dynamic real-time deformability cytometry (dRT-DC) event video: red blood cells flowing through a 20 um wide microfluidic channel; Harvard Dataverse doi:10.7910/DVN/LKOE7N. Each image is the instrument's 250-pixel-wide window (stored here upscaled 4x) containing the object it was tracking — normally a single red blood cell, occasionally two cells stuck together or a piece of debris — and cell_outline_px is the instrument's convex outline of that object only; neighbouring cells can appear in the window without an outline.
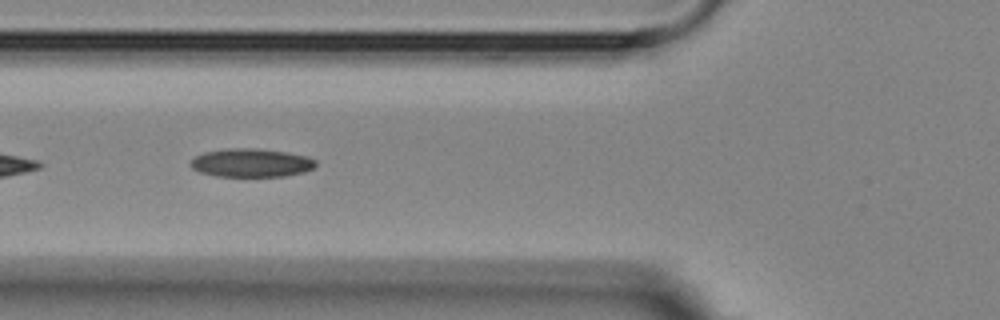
{"species": "Egyptian fruit bat (a non-hibernating species)", "species_latin": "Rousettus aegyptiacus", "temperature_condition": "room temperature", "stored_images_in_passage": 9, "camera_frame_rate_fps": 3000, "um_per_image_px": 0.085, "animal": {"sex": "female"}, "frame": {"image": 1, "passage_image": 4, "time_ms": 3.333, "image_size_px": [1000, 320], "cell_outline_px": [[316, 164], [312, 168], [304, 172], [284, 176], [216, 176], [200, 172], [192, 168], [192, 160], [196, 156], [204, 152], [228, 148], [256, 148], [284, 152], [308, 156], [316, 160]], "centroid_in_image_um": [21.37, 13.83], "position_along_channel_um": 104.4, "area_um2": 20.58}}
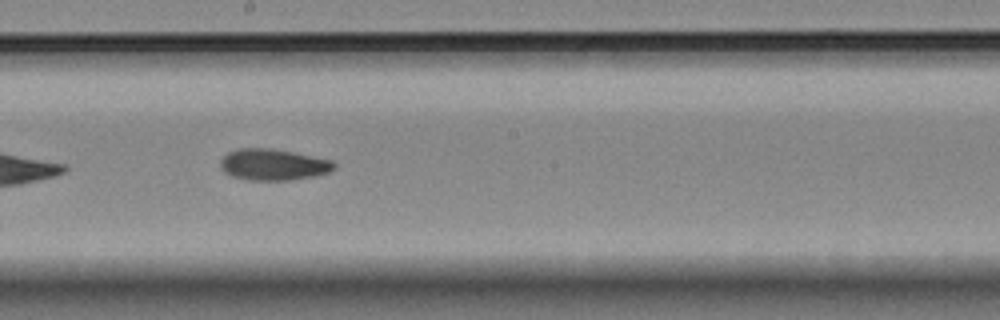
{"frame": {"image": 2, "passage_image": 7, "time_ms": 6.667, "image_size_px": [1000, 320], "cell_outline_px": [[336, 168], [328, 172], [316, 176], [288, 180], [248, 180], [232, 176], [224, 172], [220, 164], [220, 160], [228, 152], [240, 148], [272, 148], [332, 160], [336, 164]], "centroid_in_image_um": [23.23, 13.99], "position_along_channel_um": 225.0, "area_um2": 20.75}}
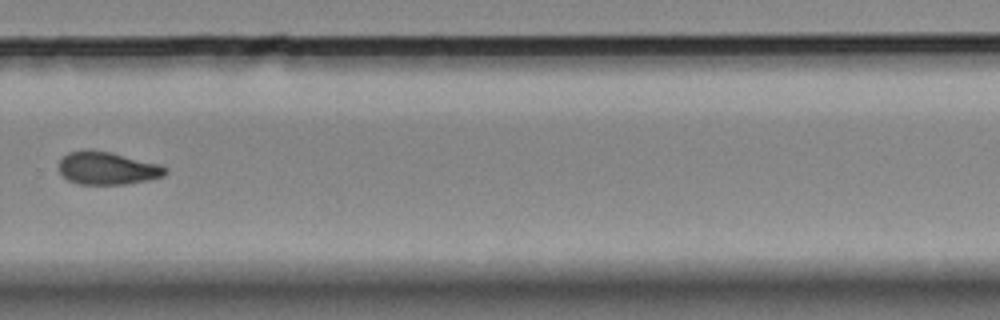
{"frame": {"image": 3, "passage_image": 9, "time_ms": 9.333, "image_size_px": [1000, 320], "cell_outline_px": [[168, 172], [164, 176], [148, 180], [124, 184], [80, 184], [68, 180], [60, 172], [60, 160], [68, 152], [84, 148], [92, 148], [112, 152], [160, 164], [168, 168]], "centroid_in_image_um": [9.14, 14.27], "position_along_channel_um": 320.7, "area_um2": 20.63}}